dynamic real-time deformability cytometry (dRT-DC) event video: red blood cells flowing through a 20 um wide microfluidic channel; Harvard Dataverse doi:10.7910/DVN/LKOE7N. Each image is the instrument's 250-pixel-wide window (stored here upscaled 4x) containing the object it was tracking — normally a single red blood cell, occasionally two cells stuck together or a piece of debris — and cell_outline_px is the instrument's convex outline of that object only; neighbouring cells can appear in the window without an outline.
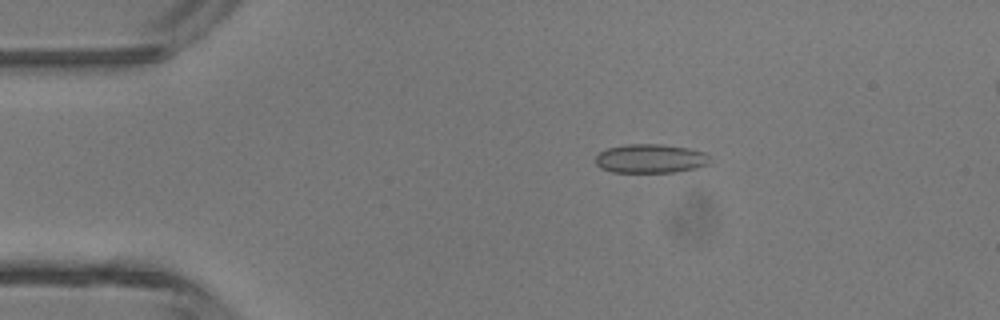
{"species": "common noctule bat (a hibernating species)", "species_latin": "Nyctalus noctula", "temperature_condition": "room temperature", "stored_images_in_passage": 4, "camera_frame_rate_fps": 3000, "um_per_image_px": 0.085, "animal": {"sex": "male", "body_mass_g": 13.3}, "frame": {"image": 1, "passage_image": 2, "time_ms": 0.333, "image_size_px": [1000, 320], "cell_outline_px": [[712, 160], [708, 164], [696, 168], [676, 172], [612, 172], [600, 168], [596, 164], [596, 156], [600, 152], [608, 148], [624, 144], [660, 144], [688, 148], [704, 152]], "centroid_in_image_um": [55.29, 13.48], "position_along_channel_um": 29.7, "area_um2": 19.36}}